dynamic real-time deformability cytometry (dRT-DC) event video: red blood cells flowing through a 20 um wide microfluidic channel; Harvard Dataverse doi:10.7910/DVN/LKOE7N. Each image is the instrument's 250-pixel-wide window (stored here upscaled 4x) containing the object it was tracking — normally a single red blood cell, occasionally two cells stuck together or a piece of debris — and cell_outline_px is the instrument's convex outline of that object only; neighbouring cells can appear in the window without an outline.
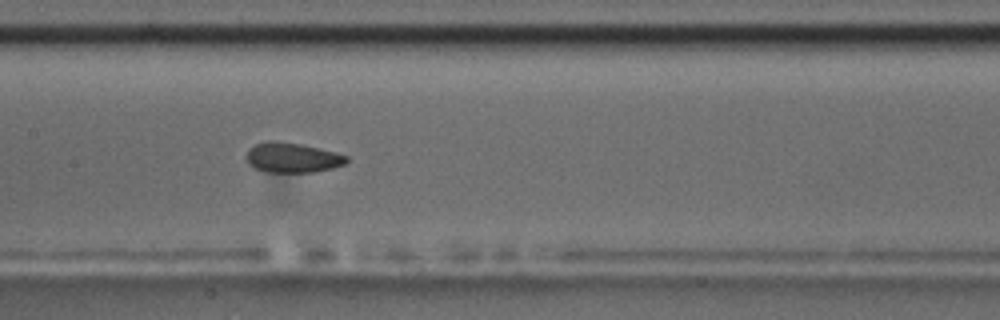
{"species": "common noctule bat (a hibernating species)", "species_latin": "Nyctalus noctula", "temperature_condition": "room temperature", "stored_images_in_passage": 50, "camera_frame_rate_fps": 3000, "um_per_image_px": 0.085, "animal": {"sex": "male", "body_mass_g": 17.5, "forearm_length_mm": 52.3}, "frame": {"image": 1, "passage_image": 22, "time_ms": 7.0, "image_size_px": [1000, 320], "cell_outline_px": [[348, 160], [344, 164], [332, 168], [312, 172], [268, 172], [252, 168], [248, 164], [244, 156], [248, 148], [256, 144], [268, 140], [276, 140], [300, 144], [336, 152], [348, 156]], "centroid_in_image_um": [24.78, 13.39], "position_along_channel_um": 182.6, "area_um2": 17.69}, "authors_computed_cell_mechanics": {"area_um2": 18.2359, "velocity_mm_per_s": 3.6287, "shape_relaxation_time_tau1_ms": null, "shape_relaxation_time_tau2_ms": 1.1115, "deformation_change_tau1": null, "deformation_change_tau2": 0.0655}}